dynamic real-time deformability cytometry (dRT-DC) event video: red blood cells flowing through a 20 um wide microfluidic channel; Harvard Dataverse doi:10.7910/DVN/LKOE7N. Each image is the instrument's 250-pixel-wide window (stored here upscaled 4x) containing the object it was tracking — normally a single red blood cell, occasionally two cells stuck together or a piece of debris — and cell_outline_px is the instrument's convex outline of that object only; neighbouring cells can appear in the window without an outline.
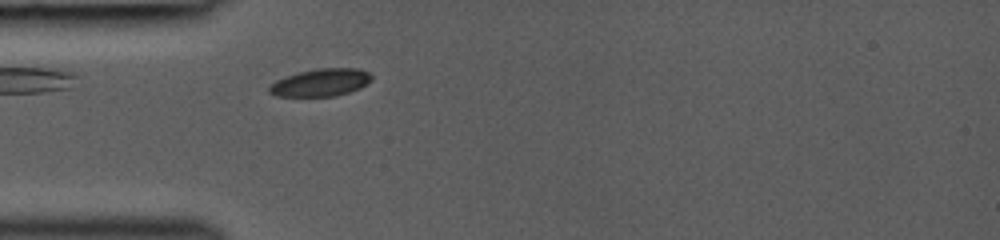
{"species": "common noctule bat (a hibernating species)", "species_latin": "Nyctalus noctula", "temperature_condition": "room temperature", "stored_images_in_passage": 22, "segment_of_instrument_passage": [1, 2], "camera_frame_rate_fps": 3000, "um_per_image_px": 0.085, "animal": {"sex": "female", "body_mass_g": 19.0, "forearm_length_mm": 53.3}, "frame": {"image": 1, "passage_image": 1, "time_ms": 0.0, "image_size_px": [1000, 240], "cell_outline_px": [[372, 80], [360, 88], [336, 96], [276, 96], [268, 92], [268, 88], [276, 80], [284, 76], [316, 68], [360, 68], [368, 72], [372, 76]], "centroid_in_image_um": [27.26, 7.01], "position_along_channel_um": 57.7, "area_um2": 16.47}}
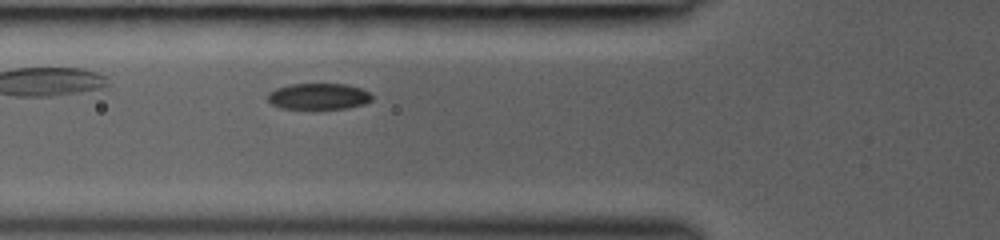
{"frame": {"image": 2, "passage_image": 4, "time_ms": 1.0, "image_size_px": [1000, 240], "cell_outline_px": [[372, 100], [364, 104], [348, 108], [280, 108], [272, 104], [268, 100], [268, 92], [276, 88], [292, 84], [344, 84], [360, 88], [368, 92], [372, 96]], "centroid_in_image_um": [27.07, 8.19], "position_along_channel_um": 98.7, "area_um2": 15.72}}